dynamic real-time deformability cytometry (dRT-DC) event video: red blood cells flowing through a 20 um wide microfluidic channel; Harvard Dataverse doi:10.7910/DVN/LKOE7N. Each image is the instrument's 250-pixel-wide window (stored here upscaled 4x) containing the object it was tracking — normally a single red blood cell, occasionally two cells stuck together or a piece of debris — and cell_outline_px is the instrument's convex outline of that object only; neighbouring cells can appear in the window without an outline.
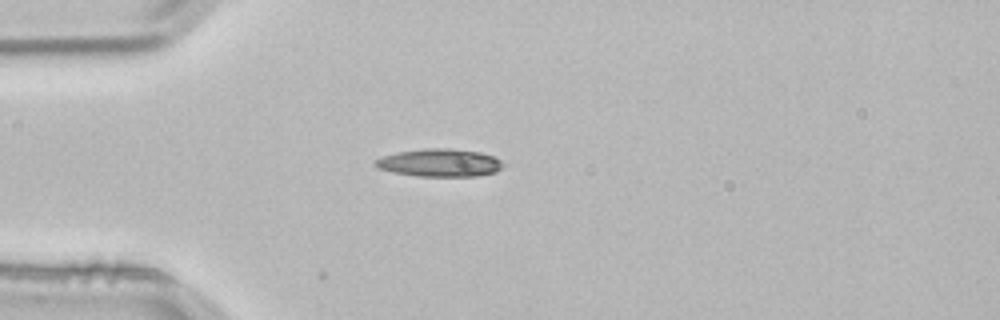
{"species": "common noctule bat (a hibernating species)", "species_latin": "Nyctalus noctula", "temperature_condition": "room temperature", "stored_images_in_passage": 3, "camera_frame_rate_fps": 3000, "um_per_image_px": 0.085, "animal": {"sex": "male", "body_mass_g": 21.5, "forearm_length_mm": 52.0}, "frame": {"image": 1, "passage_image": 3, "time_ms": 0.667, "image_size_px": [1000, 320], "cell_outline_px": [[504, 164], [496, 172], [476, 176], [416, 176], [392, 172], [376, 168], [372, 164], [372, 160], [396, 152], [424, 148], [448, 148], [480, 152], [492, 156], [500, 160]], "centroid_in_image_um": [37.3, 13.83], "position_along_channel_um": 47.7, "area_um2": 20.87}}